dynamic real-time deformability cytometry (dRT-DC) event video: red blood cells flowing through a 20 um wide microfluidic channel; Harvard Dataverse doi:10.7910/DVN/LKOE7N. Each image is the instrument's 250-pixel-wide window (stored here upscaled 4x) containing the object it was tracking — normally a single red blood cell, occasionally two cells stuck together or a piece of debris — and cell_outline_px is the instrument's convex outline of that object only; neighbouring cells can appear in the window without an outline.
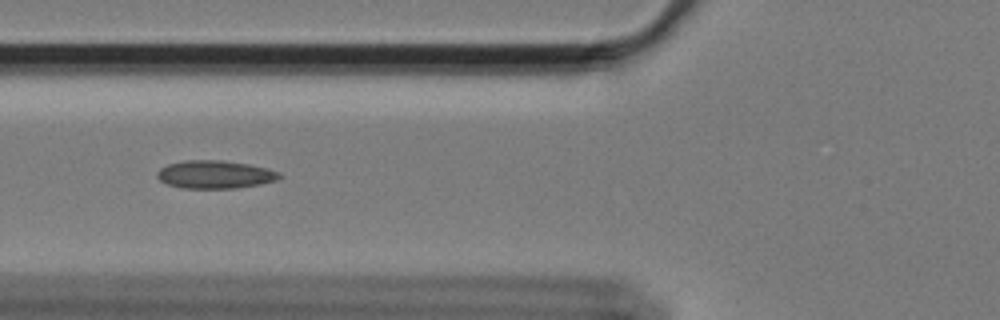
{"species": "Egyptian fruit bat (a non-hibernating species)", "species_latin": "Rousettus aegyptiacus", "temperature_condition": "cold", "stored_images_in_passage": 54, "camera_frame_rate_fps": 3000, "um_per_image_px": 0.085, "animal": {"sex": "female"}, "frame": {"image": 1, "passage_image": 18, "time_ms": 5.667, "image_size_px": [1000, 320], "cell_outline_px": [[284, 176], [276, 180], [260, 184], [236, 188], [180, 188], [168, 184], [160, 180], [156, 176], [156, 172], [160, 168], [168, 164], [188, 160], [220, 160], [248, 164], [268, 168], [280, 172]], "centroid_in_image_um": [18.29, 14.83], "position_along_channel_um": 107.5, "area_um2": 20.0}}
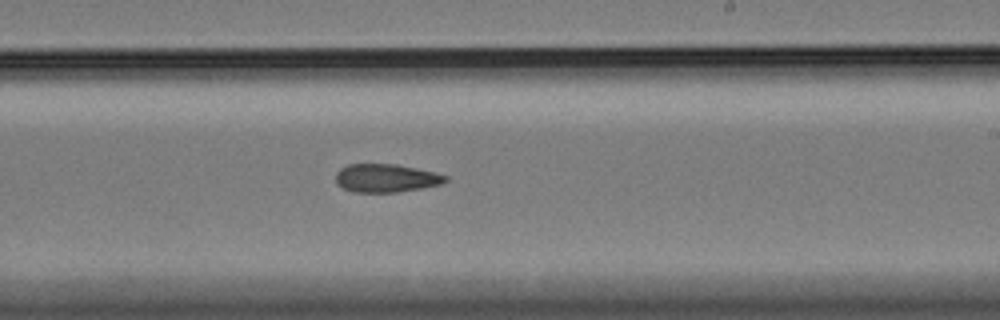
{"frame": {"image": 2, "passage_image": 31, "time_ms": 10.0, "image_size_px": [1000, 320], "cell_outline_px": [[448, 180], [440, 184], [420, 188], [396, 192], [356, 192], [344, 188], [336, 184], [336, 172], [340, 168], [348, 164], [396, 164], [416, 168], [448, 176]], "centroid_in_image_um": [32.78, 15.13], "position_along_channel_um": 256.2, "area_um2": 17.92}}
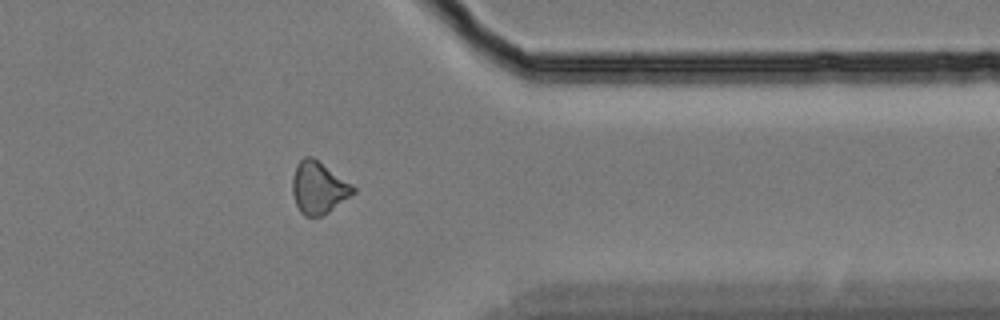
{"frame": {"image": 3, "passage_image": 43, "time_ms": 14.0, "image_size_px": [1000, 320], "cell_outline_px": [[356, 192], [328, 212], [320, 216], [304, 216], [300, 212], [296, 204], [292, 192], [292, 180], [296, 164], [304, 156], [312, 156], [352, 184], [356, 188]], "centroid_in_image_um": [27.06, 15.95], "position_along_channel_um": 384.3, "area_um2": 18.38}, "authors_computed_cell_mechanics": {"area_um2": 18.6405, "velocity_mm_per_s": 3.4268, "shape_relaxation_time_tau1_ms": null, "shape_relaxation_time_tau2_ms": 8.8947, "deformation_change_tau1": null, "deformation_change_tau2": 0.1543}}